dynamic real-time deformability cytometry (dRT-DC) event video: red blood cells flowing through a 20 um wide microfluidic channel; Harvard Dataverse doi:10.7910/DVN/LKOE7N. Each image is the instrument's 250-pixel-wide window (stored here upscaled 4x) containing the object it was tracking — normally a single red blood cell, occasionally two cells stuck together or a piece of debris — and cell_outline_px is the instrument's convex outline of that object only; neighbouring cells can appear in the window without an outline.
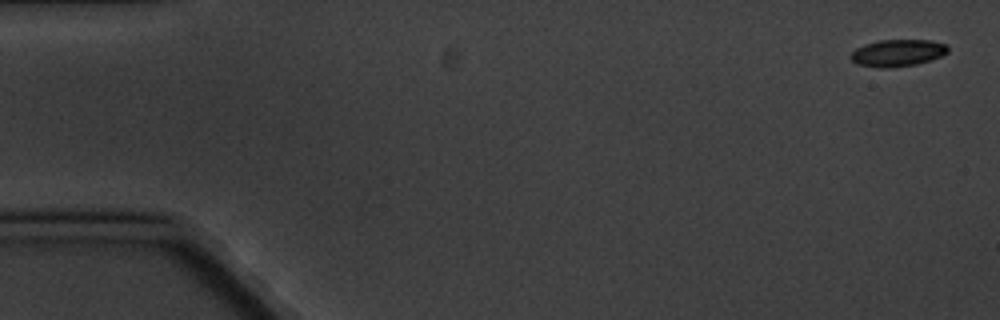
{"species": "common noctule bat (a hibernating species)", "species_latin": "Nyctalus noctula", "temperature_condition": "cold", "stored_images_in_passage": 6, "camera_frame_rate_fps": 3000, "um_per_image_px": 0.085, "animal": {"sex": "male", "body_mass_g": 20.1, "forearm_length_mm": 53.5}, "frame": {"image": 1, "passage_image": 1, "time_ms": 0.0, "image_size_px": [1000, 320], "cell_outline_px": [[948, 52], [932, 60], [916, 64], [888, 68], [880, 68], [856, 64], [848, 56], [856, 48], [864, 44], [880, 40], [928, 40], [944, 44], [948, 48]], "centroid_in_image_um": [76.25, 4.5], "position_along_channel_um": 8.7, "area_um2": 15.26}}
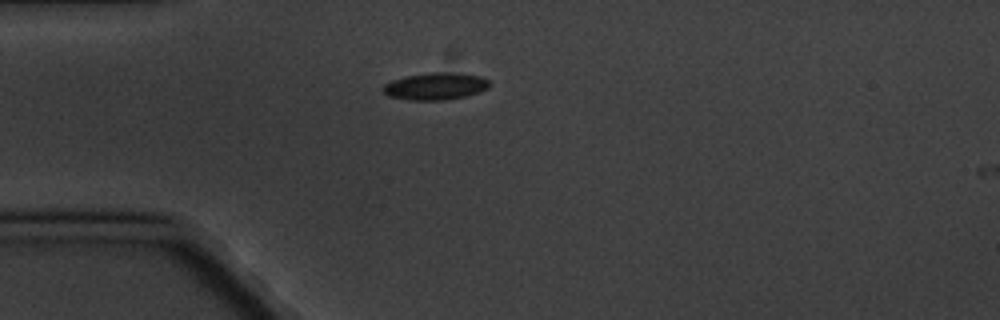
{"frame": {"image": 2, "passage_image": 5, "time_ms": 4.667, "image_size_px": [1000, 320], "cell_outline_px": [[492, 84], [488, 88], [480, 92], [464, 96], [444, 100], [408, 100], [388, 96], [380, 88], [384, 84], [392, 80], [408, 76], [432, 72], [452, 72], [480, 76], [488, 80]], "centroid_in_image_um": [37.01, 7.33], "position_along_channel_um": 48.0, "area_um2": 16.88}}